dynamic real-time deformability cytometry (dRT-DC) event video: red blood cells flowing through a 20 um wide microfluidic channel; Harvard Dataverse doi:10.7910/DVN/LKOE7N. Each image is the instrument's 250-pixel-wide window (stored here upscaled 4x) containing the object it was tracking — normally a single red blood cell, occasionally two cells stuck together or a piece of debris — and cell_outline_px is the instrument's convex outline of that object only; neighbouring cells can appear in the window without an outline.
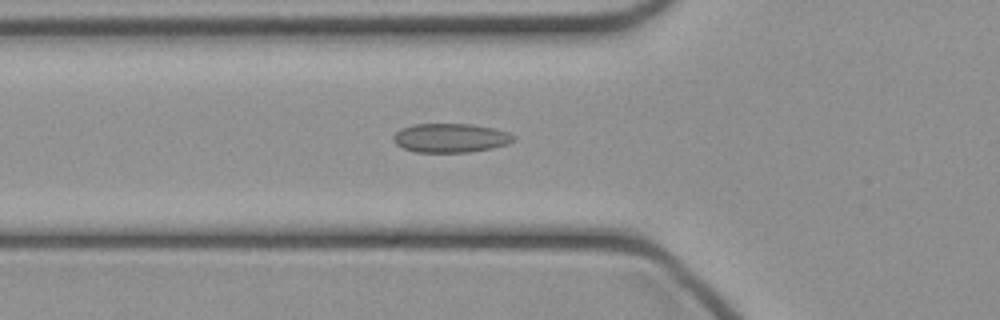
{"species": "common noctule bat (a hibernating species)", "species_latin": "Nyctalus noctula", "temperature_condition": "cold", "stored_images_in_passage": 46, "camera_frame_rate_fps": 3000, "um_per_image_px": 0.085, "animal": {"sex": "female", "body_mass_g": 21.9}, "frame": {"image": 1, "passage_image": 16, "time_ms": 5.0, "image_size_px": [1000, 320], "cell_outline_px": [[516, 140], [508, 144], [492, 148], [468, 152], [416, 152], [404, 148], [396, 144], [392, 140], [392, 136], [400, 128], [412, 124], [472, 124], [496, 128], [508, 132], [516, 136]], "centroid_in_image_um": [38.31, 11.71], "position_along_channel_um": 87.5, "area_um2": 20.58}}
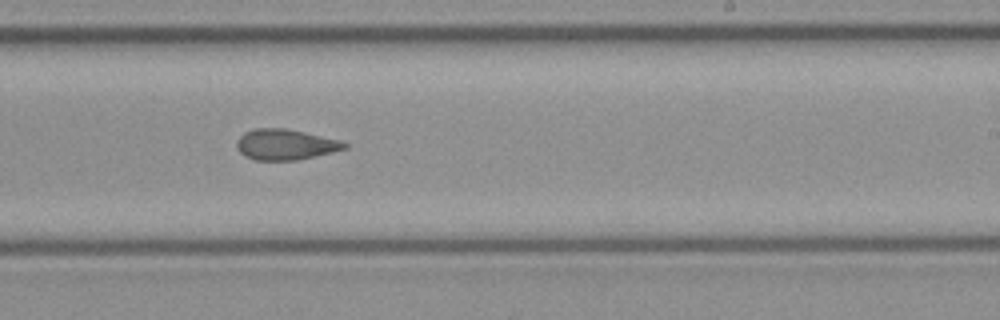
{"frame": {"image": 2, "passage_image": 28, "time_ms": 9.0, "image_size_px": [1000, 320], "cell_outline_px": [[348, 148], [332, 152], [296, 160], [256, 160], [244, 156], [236, 148], [236, 140], [244, 132], [256, 128], [284, 128], [304, 132], [340, 140], [348, 144]], "centroid_in_image_um": [24.23, 12.28], "position_along_channel_um": 264.8, "area_um2": 19.25}}
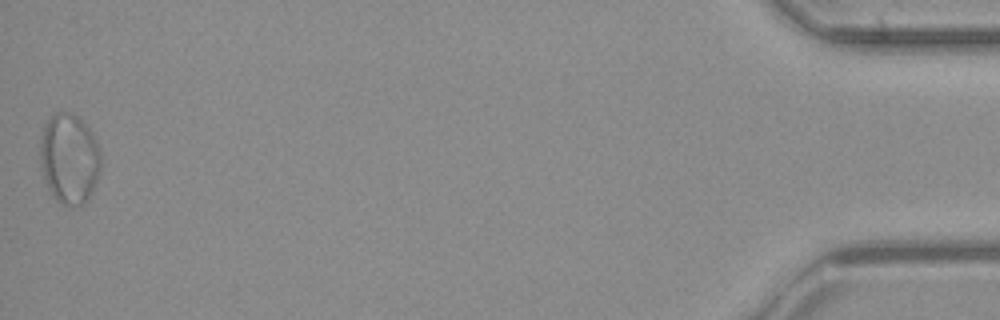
{"frame": {"image": 3, "passage_image": 46, "time_ms": 15.0, "image_size_px": [1000, 320], "cell_outline_px": [[100, 172], [92, 192], [84, 204], [60, 204], [56, 200], [48, 188], [44, 180], [40, 164], [40, 140], [44, 124], [56, 112], [72, 112], [80, 116], [84, 120], [92, 132], [100, 148]], "centroid_in_image_um": [5.89, 13.44], "position_along_channel_um": 429.3, "area_um2": 32.31}}